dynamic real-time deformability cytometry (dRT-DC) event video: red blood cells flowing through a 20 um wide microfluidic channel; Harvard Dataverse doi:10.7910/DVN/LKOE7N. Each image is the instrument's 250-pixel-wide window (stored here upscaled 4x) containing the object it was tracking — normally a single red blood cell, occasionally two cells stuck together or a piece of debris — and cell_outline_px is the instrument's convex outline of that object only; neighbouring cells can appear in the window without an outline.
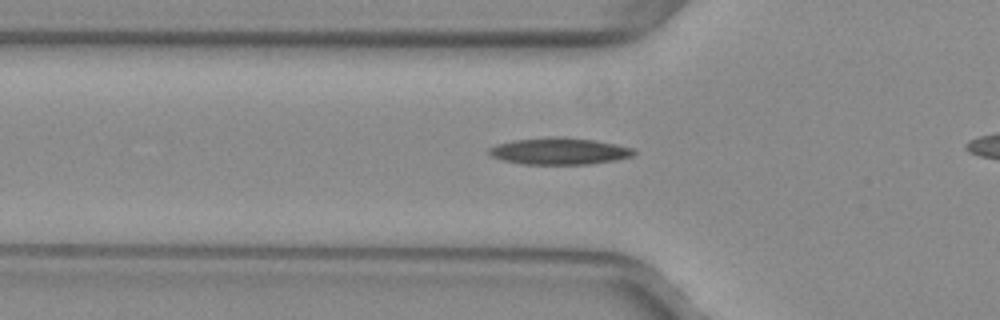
{"species": "common noctule bat (a hibernating species)", "species_latin": "Nyctalus noctula", "temperature_condition": "warm", "stored_images_in_passage": 34, "camera_frame_rate_fps": 3000, "um_per_image_px": 0.085, "animal": {"sex": "female", "body_mass_g": 29.2, "forearm_length_mm": 56.3}, "frame": {"image": 1, "passage_image": 7, "time_ms": 2.0, "image_size_px": [1000, 320], "cell_outline_px": [[636, 156], [616, 160], [588, 164], [524, 164], [504, 160], [492, 156], [488, 152], [488, 148], [496, 144], [516, 140], [552, 136], [564, 136], [596, 140], [616, 144], [632, 148], [636, 152]], "centroid_in_image_um": [47.59, 12.84], "position_along_channel_um": 78.2, "area_um2": 22.72}}
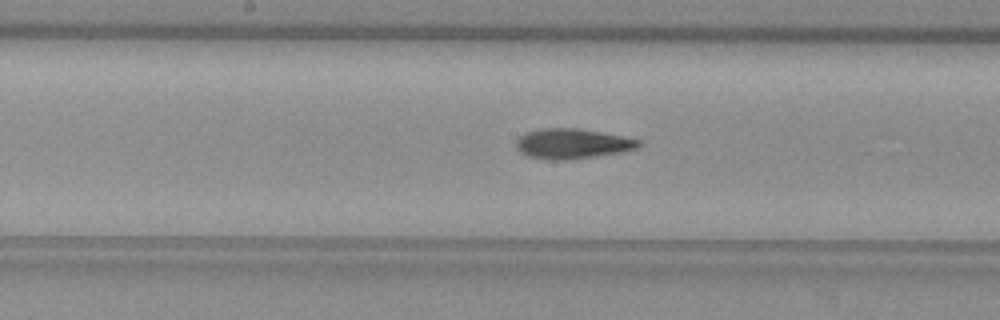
{"frame": {"image": 2, "passage_image": 16, "time_ms": 5.0, "image_size_px": [1000, 320], "cell_outline_px": [[640, 144], [636, 148], [620, 152], [572, 160], [548, 160], [528, 156], [520, 152], [516, 148], [516, 140], [520, 136], [528, 132], [540, 128], [576, 128], [600, 132], [640, 140]], "centroid_in_image_um": [48.59, 12.22], "position_along_channel_um": 199.6, "area_um2": 21.33}}
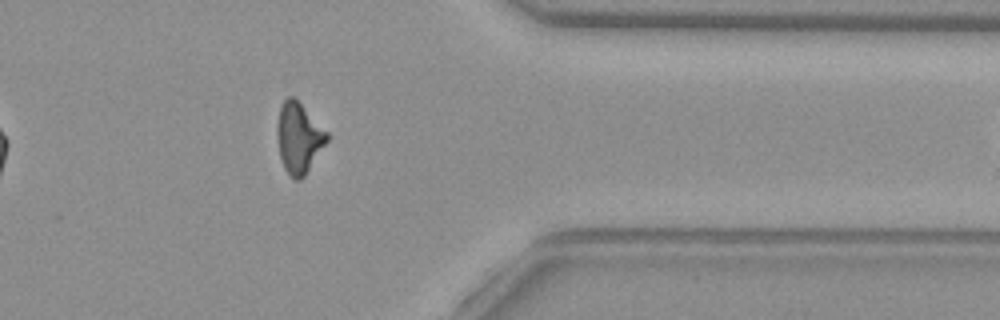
{"frame": {"image": 3, "passage_image": 31, "time_ms": 10.0, "image_size_px": [1000, 320], "cell_outline_px": [[328, 140], [304, 176], [300, 180], [292, 180], [284, 168], [280, 156], [276, 132], [276, 124], [280, 104], [288, 96], [292, 96], [328, 132]], "centroid_in_image_um": [25.36, 11.73], "position_along_channel_um": 386.0, "area_um2": 20.35}}